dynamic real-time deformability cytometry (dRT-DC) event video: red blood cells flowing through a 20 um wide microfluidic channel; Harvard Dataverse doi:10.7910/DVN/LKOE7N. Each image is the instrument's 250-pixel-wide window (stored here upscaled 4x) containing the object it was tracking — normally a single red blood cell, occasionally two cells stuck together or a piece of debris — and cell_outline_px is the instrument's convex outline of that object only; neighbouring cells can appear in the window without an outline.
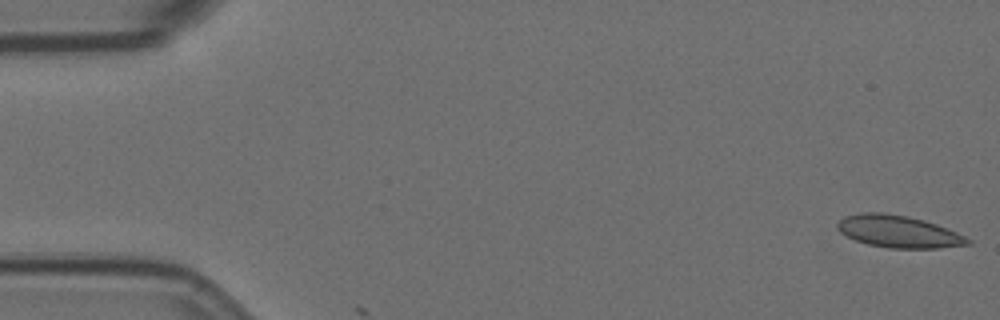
{"species": "Egyptian fruit bat (a non-hibernating species)", "species_latin": "Rousettus aegyptiacus", "temperature_condition": "room temperature", "stored_images_in_passage": 3, "camera_frame_rate_fps": 3000, "um_per_image_px": 0.085, "animal": {"sex": "female"}, "frame": {"image": 1, "passage_image": 1, "time_ms": 0.0, "image_size_px": [1000, 320], "cell_outline_px": [[972, 244], [936, 248], [888, 248], [868, 244], [856, 240], [840, 232], [836, 228], [836, 224], [844, 216], [860, 212], [884, 212], [908, 216], [924, 220], [936, 224], [956, 232], [972, 240]], "centroid_in_image_um": [76.35, 19.67], "position_along_channel_um": 8.6, "area_um2": 24.45}}